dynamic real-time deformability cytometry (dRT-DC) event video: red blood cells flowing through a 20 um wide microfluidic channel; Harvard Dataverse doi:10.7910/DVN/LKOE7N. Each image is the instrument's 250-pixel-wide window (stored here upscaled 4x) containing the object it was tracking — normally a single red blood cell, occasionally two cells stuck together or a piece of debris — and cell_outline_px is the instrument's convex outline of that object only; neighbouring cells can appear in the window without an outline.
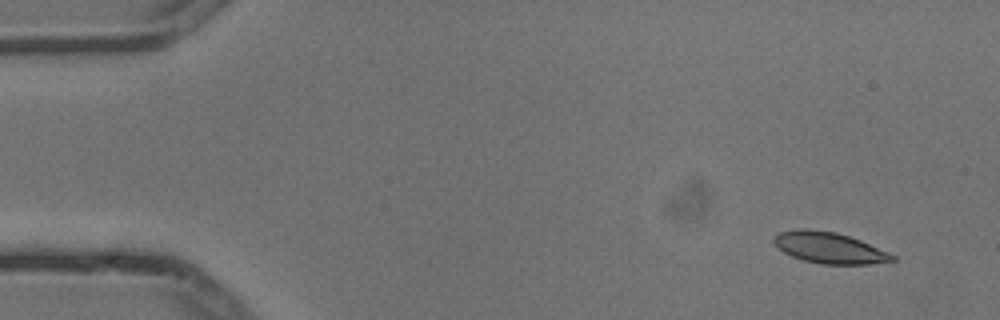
{"species": "common noctule bat (a hibernating species)", "species_latin": "Nyctalus noctula", "temperature_condition": "cold", "stored_images_in_passage": 14, "camera_frame_rate_fps": 3000, "um_per_image_px": 0.085, "animal": {"sex": "male", "body_mass_g": 13.3}, "frame": {"image": 1, "passage_image": 1, "time_ms": 0.0, "image_size_px": [1000, 320], "cell_outline_px": [[896, 260], [868, 264], [820, 264], [804, 260], [792, 256], [776, 248], [772, 240], [780, 232], [796, 228], [808, 228], [836, 232], [860, 240], [888, 252], [896, 256]], "centroid_in_image_um": [70.45, 21.05], "position_along_channel_um": 14.5, "area_um2": 21.5}}
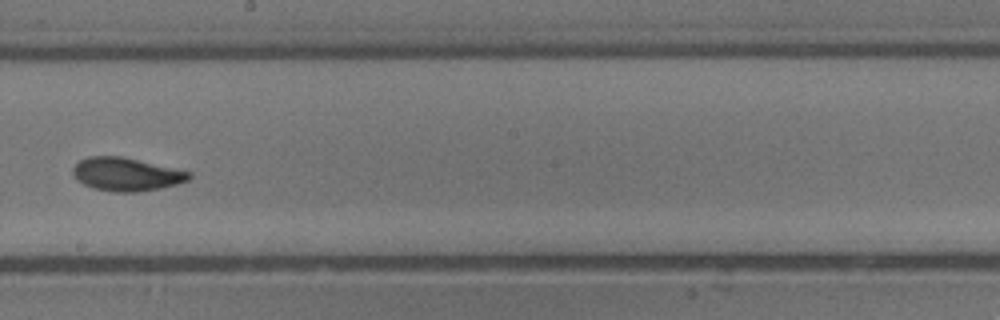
{"frame": {"image": 2, "passage_image": 8, "time_ms": 2.333, "image_size_px": [1000, 320], "cell_outline_px": [[192, 176], [188, 180], [176, 184], [160, 188], [136, 192], [116, 192], [92, 188], [76, 180], [72, 172], [72, 168], [80, 160], [88, 156], [120, 156], [192, 172]], "centroid_in_image_um": [10.71, 14.81], "position_along_channel_um": 237.5, "area_um2": 22.43}}
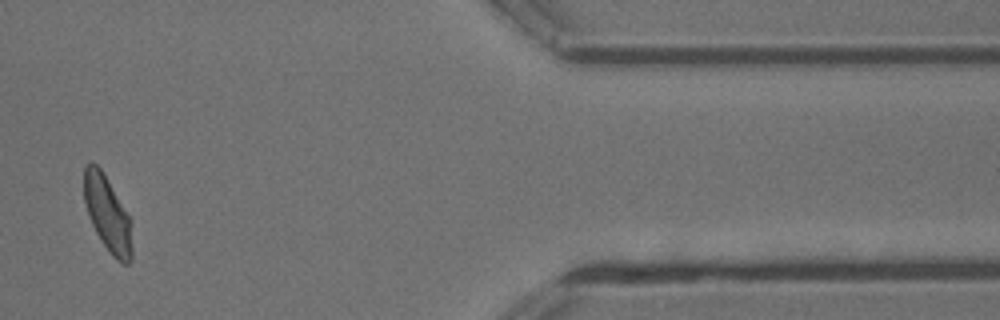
{"frame": {"image": 3, "passage_image": 13, "time_ms": 4.0, "image_size_px": [1000, 320], "cell_outline_px": [[132, 260], [128, 264], [124, 264], [116, 260], [112, 256], [96, 232], [92, 224], [84, 200], [84, 168], [92, 160], [100, 168], [132, 220]], "centroid_in_image_um": [9.17, 18.21], "position_along_channel_um": 402.2, "area_um2": 21.04}}